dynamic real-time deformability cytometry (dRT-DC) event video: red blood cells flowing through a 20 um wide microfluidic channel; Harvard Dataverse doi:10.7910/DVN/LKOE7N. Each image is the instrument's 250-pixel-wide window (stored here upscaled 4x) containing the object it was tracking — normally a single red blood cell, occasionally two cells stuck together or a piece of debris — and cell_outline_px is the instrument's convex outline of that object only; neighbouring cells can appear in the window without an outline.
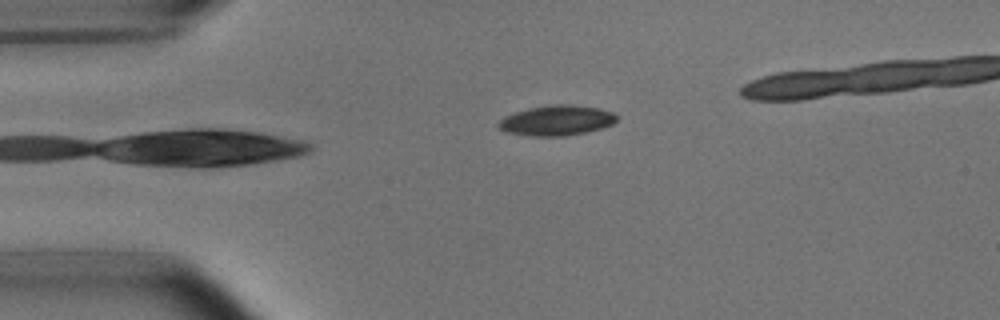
{"species": "common noctule bat (a hibernating species)", "species_latin": "Nyctalus noctula", "temperature_condition": "room temperature", "stored_images_in_passage": 36, "camera_frame_rate_fps": 3000, "um_per_image_px": 0.085, "animal": {"sex": "male", "body_mass_g": 15.6}, "frame": {"image": 1, "passage_image": 1, "time_ms": 0.0, "image_size_px": [1000, 320], "cell_outline_px": [[620, 116], [612, 124], [600, 128], [584, 132], [564, 136], [528, 136], [508, 132], [500, 128], [496, 124], [504, 116], [516, 112], [532, 108], [556, 104], [564, 104], [600, 108], [616, 112]], "centroid_in_image_um": [47.35, 10.24], "position_along_channel_um": 37.6, "area_um2": 20.63}}
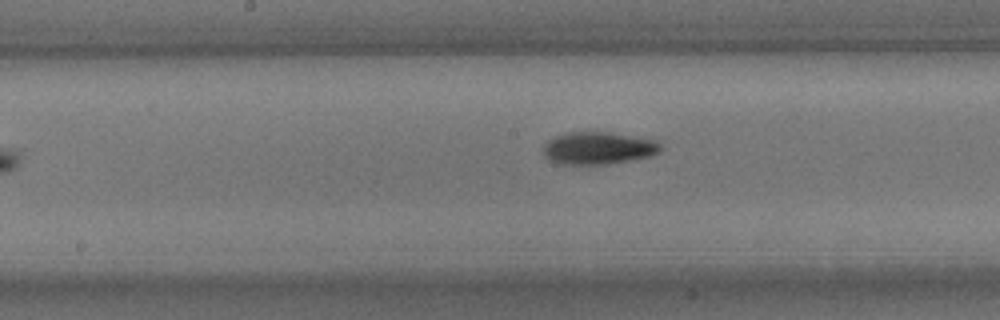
{"frame": {"image": 2, "passage_image": 16, "time_ms": 5.0, "image_size_px": [1000, 320], "cell_outline_px": [[660, 152], [648, 156], [608, 164], [564, 164], [548, 160], [544, 156], [544, 144], [548, 140], [556, 136], [568, 132], [608, 132], [656, 140], [660, 144]], "centroid_in_image_um": [50.82, 12.59], "position_along_channel_um": 197.4, "area_um2": 21.91}}
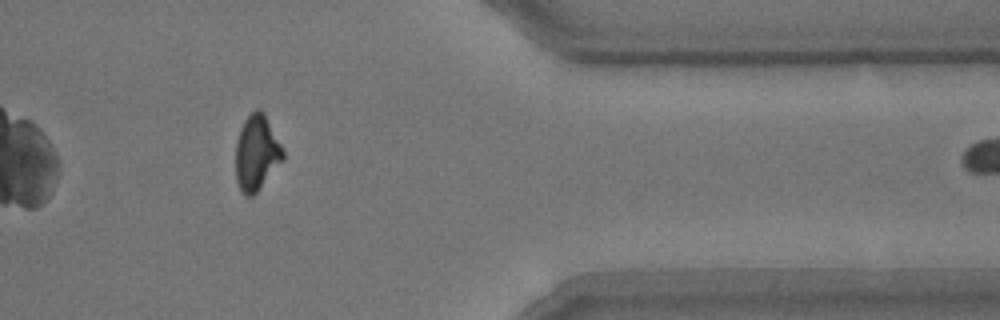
{"frame": {"image": 3, "passage_image": 33, "time_ms": 10.667, "image_size_px": [1000, 320], "cell_outline_px": [[284, 160], [256, 192], [252, 196], [244, 196], [240, 192], [236, 180], [236, 140], [240, 128], [244, 120], [256, 108], [260, 108], [264, 112], [284, 152]], "centroid_in_image_um": [21.79, 13.0], "position_along_channel_um": 389.6, "area_um2": 20.81}, "authors_computed_cell_mechanics": {"area_um2": 21.3282, "velocity_mm_per_s": 3.7666, "shape_relaxation_time_tau1_ms": 2.7599, "shape_relaxation_time_tau2_ms": 8.1233, "deformation_change_tau1": 0.124, "deformation_change_tau2": 0.1362}}